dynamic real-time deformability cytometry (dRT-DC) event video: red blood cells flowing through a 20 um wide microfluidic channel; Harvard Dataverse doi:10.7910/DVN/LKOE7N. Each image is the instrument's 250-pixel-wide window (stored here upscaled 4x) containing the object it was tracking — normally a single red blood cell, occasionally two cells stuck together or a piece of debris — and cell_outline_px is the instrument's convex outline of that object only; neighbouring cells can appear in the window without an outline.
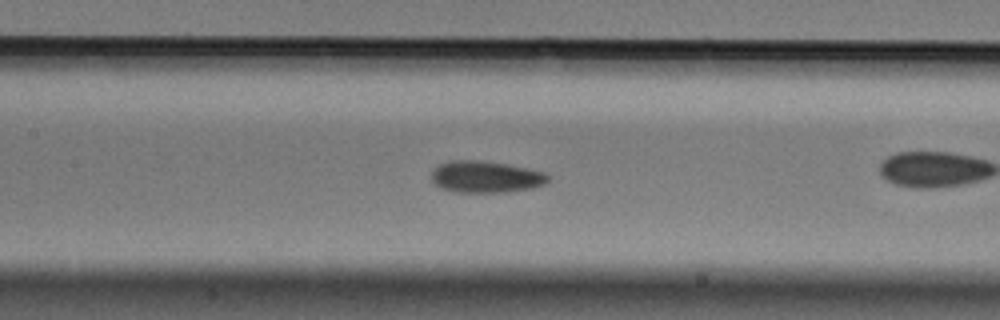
{"species": "Egyptian fruit bat (a non-hibernating species)", "species_latin": "Rousettus aegyptiacus", "temperature_condition": "cold", "stored_images_in_passage": 18, "camera_frame_rate_fps": 3000, "um_per_image_px": 0.085, "animal": {"sex": "male"}, "frame": {"image": 1, "passage_image": 13, "time_ms": 4.0, "image_size_px": [1000, 320], "cell_outline_px": [[552, 176], [544, 184], [532, 188], [508, 192], [452, 192], [440, 188], [432, 180], [432, 168], [448, 160], [484, 160], [508, 164], [528, 168], [544, 172]], "centroid_in_image_um": [41.28, 15.02], "position_along_channel_um": 166.1, "area_um2": 21.91}}
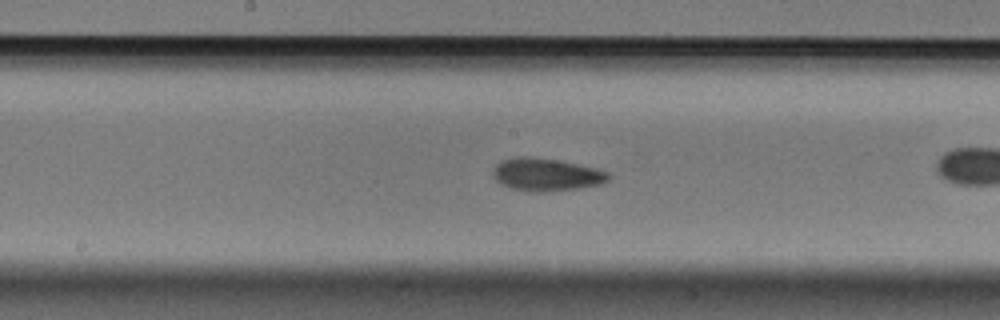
{"frame": {"image": 2, "passage_image": 16, "time_ms": 5.0, "image_size_px": [1000, 320], "cell_outline_px": [[612, 176], [608, 180], [600, 184], [552, 192], [528, 192], [512, 188], [500, 184], [492, 176], [492, 168], [500, 160], [516, 156], [528, 156], [556, 160], [576, 164], [608, 172]], "centroid_in_image_um": [46.36, 14.84], "position_along_channel_um": 201.8, "area_um2": 22.14}}